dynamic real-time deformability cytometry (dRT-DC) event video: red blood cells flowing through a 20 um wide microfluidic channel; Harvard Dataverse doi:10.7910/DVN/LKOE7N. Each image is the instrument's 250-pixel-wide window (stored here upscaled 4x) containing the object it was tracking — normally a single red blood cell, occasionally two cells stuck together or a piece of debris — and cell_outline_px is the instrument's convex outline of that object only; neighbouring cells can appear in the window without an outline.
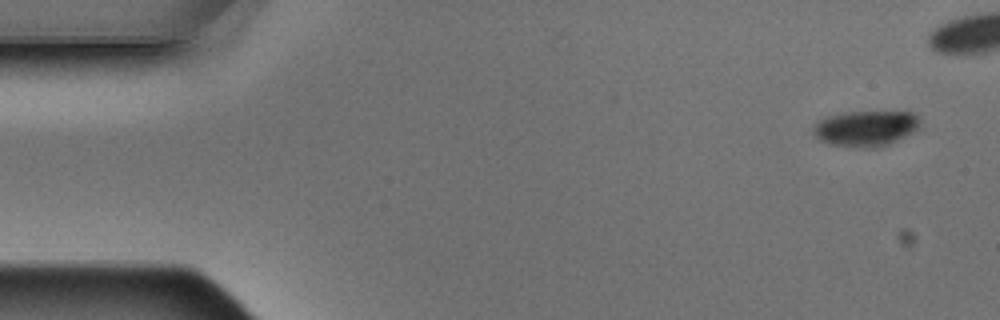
{"species": "Egyptian fruit bat (a non-hibernating species)", "species_latin": "Rousettus aegyptiacus", "temperature_condition": "warm", "stored_images_in_passage": 10, "camera_frame_rate_fps": 3000, "um_per_image_px": 0.085, "animal": {"sex": "male"}, "frame": {"image": 1, "passage_image": 1, "time_ms": 0.0, "image_size_px": [1000, 320], "cell_outline_px": [[920, 128], [888, 144], [872, 148], [864, 148], [828, 144], [820, 140], [812, 132], [812, 128], [820, 120], [828, 116], [844, 112], [912, 112], [920, 116]], "centroid_in_image_um": [73.59, 10.91], "position_along_channel_um": 11.4, "area_um2": 22.14}}
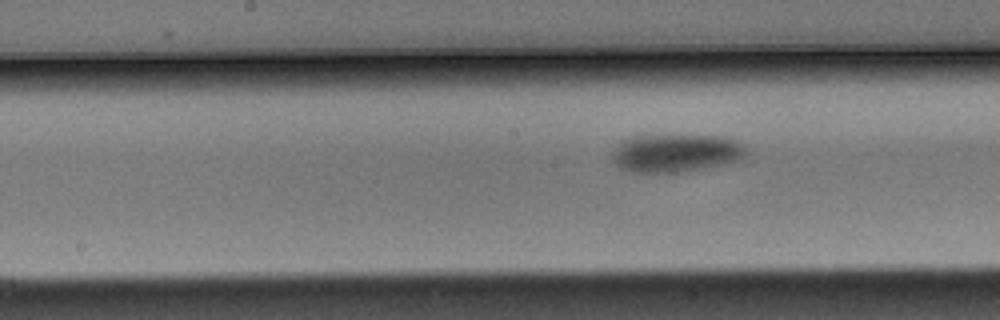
{"frame": {"image": 2, "passage_image": 9, "time_ms": 2.667, "image_size_px": [1000, 320], "cell_outline_px": [[748, 152], [740, 160], [720, 164], [676, 172], [632, 172], [620, 168], [612, 160], [612, 152], [620, 140], [628, 136], [720, 136], [736, 140]], "centroid_in_image_um": [57.37, 12.99], "position_along_channel_um": 190.8, "area_um2": 29.3}}
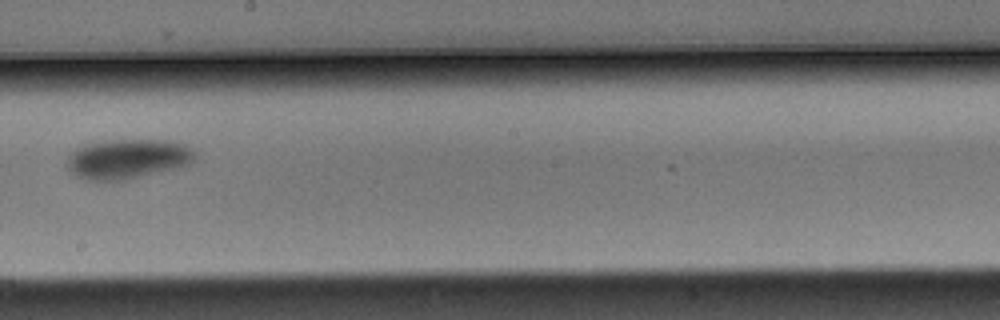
{"frame": {"image": 3, "passage_image": 10, "time_ms": 3.0, "image_size_px": [1000, 320], "cell_outline_px": [[200, 148], [196, 160], [180, 168], [124, 180], [88, 180], [76, 176], [68, 168], [68, 160], [72, 152], [80, 144], [108, 140], [168, 140]], "centroid_in_image_um": [10.96, 13.49], "position_along_channel_um": 237.2, "area_um2": 30.23}}